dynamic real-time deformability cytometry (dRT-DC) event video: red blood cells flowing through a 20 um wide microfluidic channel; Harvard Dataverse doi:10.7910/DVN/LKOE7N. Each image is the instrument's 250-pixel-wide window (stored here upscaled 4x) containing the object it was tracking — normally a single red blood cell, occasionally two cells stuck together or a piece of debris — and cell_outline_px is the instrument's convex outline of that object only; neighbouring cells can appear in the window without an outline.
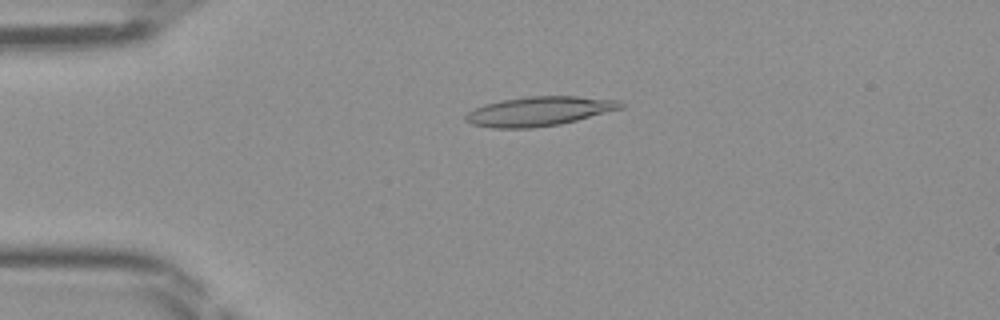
{"species": "Egyptian fruit bat (a non-hibernating species)", "species_latin": "Rousettus aegyptiacus", "temperature_condition": "room temperature", "stored_images_in_passage": 47, "camera_frame_rate_fps": 3000, "um_per_image_px": 0.085, "frame": {"image": 1, "passage_image": 11, "time_ms": 3.333, "image_size_px": [1000, 320], "cell_outline_px": [[624, 108], [560, 124], [532, 128], [492, 128], [472, 124], [464, 120], [464, 116], [468, 112], [484, 104], [504, 100], [528, 96], [576, 96], [620, 100], [624, 104]], "centroid_in_image_um": [45.84, 9.46], "position_along_channel_um": 39.2, "area_um2": 26.47}}
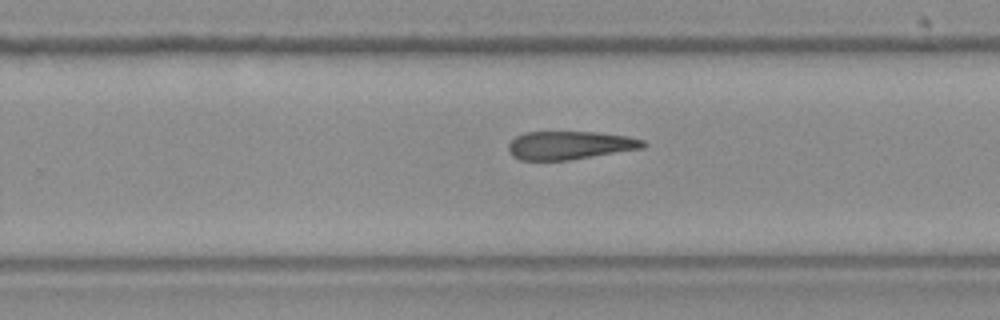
{"frame": {"image": 2, "passage_image": 30, "time_ms": 9.667, "image_size_px": [1000, 320], "cell_outline_px": [[648, 144], [644, 148], [568, 160], [520, 160], [512, 156], [508, 152], [508, 144], [516, 136], [524, 132], [596, 132], [628, 136], [644, 140]], "centroid_in_image_um": [48.43, 12.34], "position_along_channel_um": 281.4, "area_um2": 22.31}}
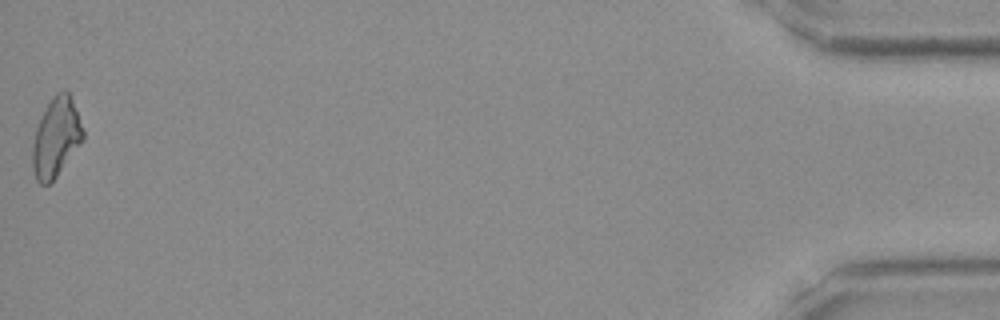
{"frame": {"image": 3, "passage_image": 47, "time_ms": 15.333, "image_size_px": [1000, 320], "cell_outline_px": [[84, 140], [56, 176], [48, 184], [40, 184], [36, 180], [32, 168], [32, 144], [36, 128], [40, 116], [44, 108], [52, 96], [56, 92], [64, 88], [68, 92], [72, 100], [84, 132]], "centroid_in_image_um": [4.74, 11.66], "position_along_channel_um": 430.5, "area_um2": 23.35}}